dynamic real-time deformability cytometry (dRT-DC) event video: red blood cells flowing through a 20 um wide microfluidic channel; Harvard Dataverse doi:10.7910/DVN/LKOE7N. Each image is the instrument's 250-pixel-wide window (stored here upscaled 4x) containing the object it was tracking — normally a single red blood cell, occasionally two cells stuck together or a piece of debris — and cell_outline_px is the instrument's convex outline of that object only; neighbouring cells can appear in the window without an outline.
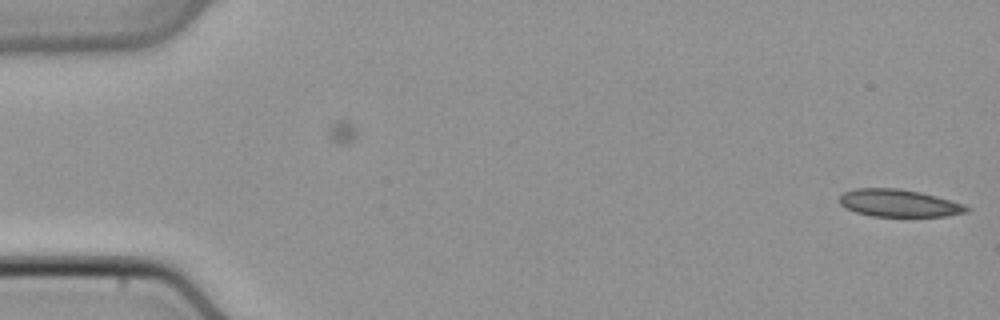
{"species": "common noctule bat (a hibernating species)", "species_latin": "Nyctalus noctula", "temperature_condition": "cold", "stored_images_in_passage": 7, "camera_frame_rate_fps": 3000, "um_per_image_px": 0.085, "animal": {"sex": "male", "body_mass_g": 21.5, "forearm_length_mm": 52.0}, "frame": {"image": 1, "passage_image": 7, "time_ms": 2.0, "image_size_px": [1000, 320], "cell_outline_px": [[972, 208], [968, 212], [948, 216], [872, 216], [856, 212], [840, 204], [840, 196], [844, 192], [856, 188], [896, 188], [920, 192], [936, 196], [964, 204]], "centroid_in_image_um": [76.45, 17.27], "position_along_channel_um": 8.6, "area_um2": 20.23}}